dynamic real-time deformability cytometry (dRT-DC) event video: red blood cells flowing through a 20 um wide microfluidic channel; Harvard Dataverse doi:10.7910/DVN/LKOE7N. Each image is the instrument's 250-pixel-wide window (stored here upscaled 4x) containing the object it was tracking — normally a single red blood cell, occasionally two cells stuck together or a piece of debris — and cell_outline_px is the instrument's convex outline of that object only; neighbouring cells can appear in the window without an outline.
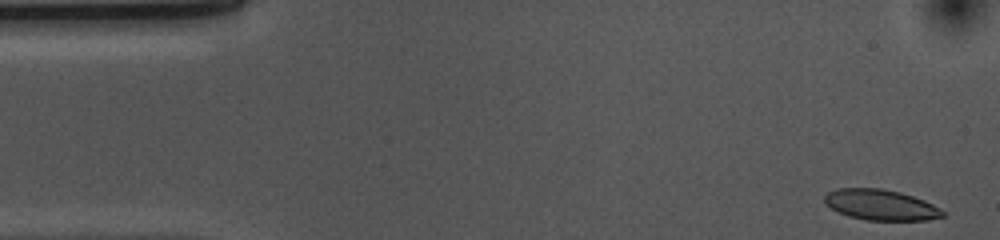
{"species": "common noctule bat (a hibernating species)", "species_latin": "Nyctalus noctula", "temperature_condition": "cold", "stored_images_in_passage": 42, "camera_frame_rate_fps": 3000, "um_per_image_px": 0.085, "animal": {"sex": "female", "body_mass_g": 10.0, "forearm_length_mm": 53.1}, "frame": {"image": 1, "passage_image": 1, "time_ms": 0.0, "image_size_px": [1000, 240], "cell_outline_px": [[944, 216], [928, 220], [864, 220], [848, 216], [832, 208], [824, 200], [824, 196], [828, 192], [840, 188], [880, 188], [900, 192], [924, 200], [940, 208], [944, 212]], "centroid_in_image_um": [74.88, 17.41], "position_along_channel_um": 10.1, "area_um2": 20.92}}
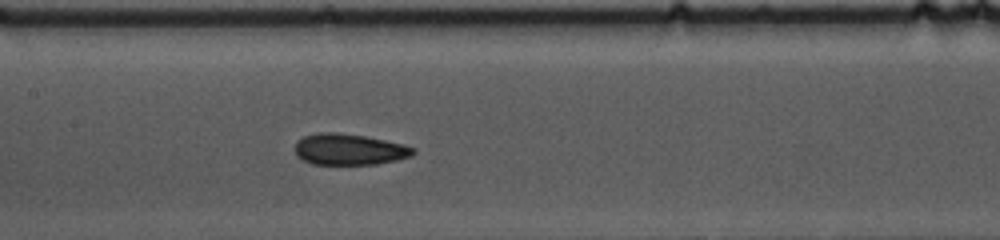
{"frame": {"image": 2, "passage_image": 23, "time_ms": 7.333, "image_size_px": [1000, 240], "cell_outline_px": [[416, 152], [412, 156], [396, 160], [376, 164], [312, 164], [300, 160], [296, 156], [296, 140], [304, 136], [320, 132], [336, 132], [364, 136], [404, 144], [416, 148]], "centroid_in_image_um": [29.68, 12.7], "position_along_channel_um": 177.7, "area_um2": 21.62}}
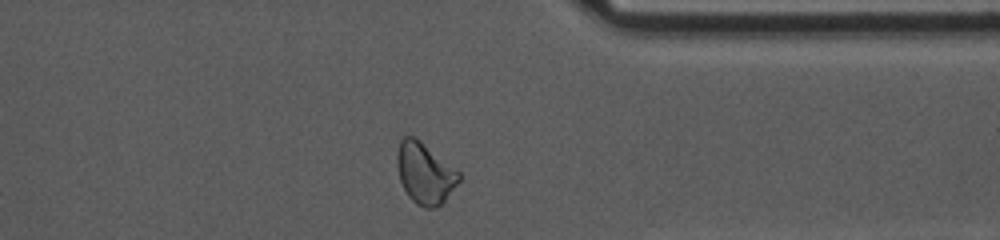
{"frame": {"image": 3, "passage_image": 40, "time_ms": 13.0, "image_size_px": [1000, 240], "cell_outline_px": [[460, 180], [444, 200], [440, 204], [432, 208], [424, 208], [416, 204], [408, 196], [400, 180], [396, 164], [396, 156], [400, 140], [404, 136], [412, 136], [420, 140], [460, 172]], "centroid_in_image_um": [36.09, 14.71], "position_along_channel_um": 375.3, "area_um2": 21.85}, "authors_computed_cell_mechanics": {"area_um2": 21.7617, "velocity_mm_per_s": 3.6503, "shape_relaxation_time_tau1_ms": 5.2246, "shape_relaxation_time_tau2_ms": 2.5388, "deformation_change_tau1": 0.1197, "deformation_change_tau2": 0.0882}}